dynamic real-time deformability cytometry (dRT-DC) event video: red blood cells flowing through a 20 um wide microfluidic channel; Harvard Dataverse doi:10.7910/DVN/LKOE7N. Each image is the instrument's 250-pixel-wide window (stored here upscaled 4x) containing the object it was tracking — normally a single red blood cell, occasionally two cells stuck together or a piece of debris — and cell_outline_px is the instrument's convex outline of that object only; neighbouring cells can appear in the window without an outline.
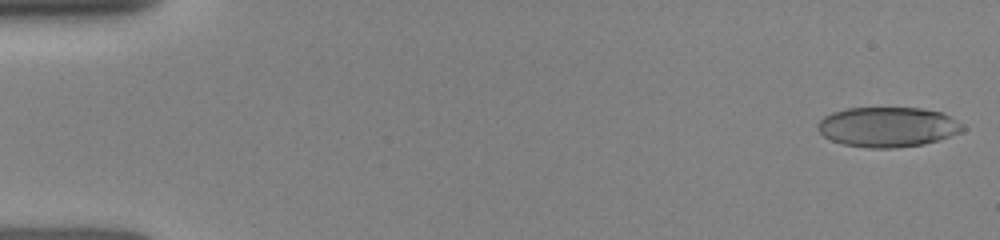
{"species": "human", "species_latin": "Homo sapiens", "temperature_condition": "room temperature", "stored_images_in_passage": 55, "camera_frame_rate_fps": 3000, "um_per_image_px": 0.085, "donor": {"sex": "female"}, "frame": {"image": 1, "passage_image": 1, "time_ms": 0.0, "image_size_px": [1000, 240], "cell_outline_px": [[968, 128], [960, 132], [924, 144], [892, 148], [868, 148], [844, 144], [832, 140], [824, 136], [816, 128], [816, 124], [824, 116], [832, 112], [848, 108], [920, 108], [944, 112], [964, 124]], "centroid_in_image_um": [75.47, 10.78], "position_along_channel_um": 9.5, "area_um2": 33.87}}
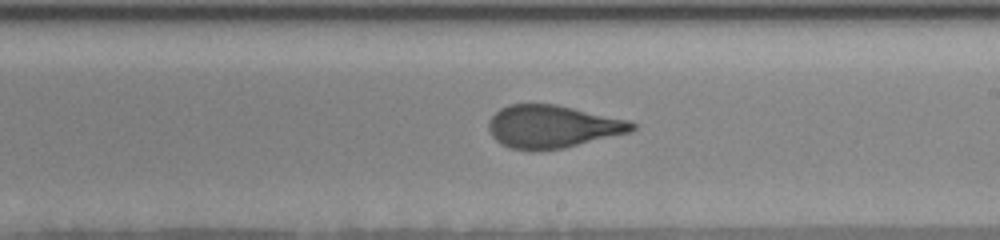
{"frame": {"image": 2, "passage_image": 24, "time_ms": 9.0, "image_size_px": [1000, 240], "cell_outline_px": [[636, 128], [628, 132], [564, 148], [512, 148], [496, 140], [492, 136], [488, 128], [488, 120], [500, 108], [508, 104], [556, 104], [628, 120], [636, 124]], "centroid_in_image_um": [46.95, 10.72], "position_along_channel_um": 242.1, "area_um2": 34.91}}
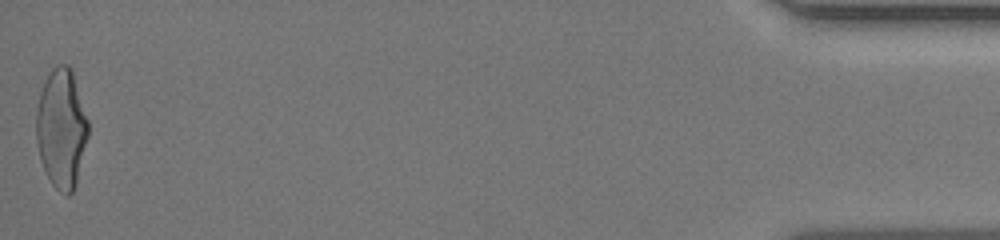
{"frame": {"image": 3, "passage_image": 55, "time_ms": 15.667, "image_size_px": [1000, 240], "cell_outline_px": [[88, 136], [76, 184], [72, 192], [68, 196], [60, 192], [52, 184], [40, 160], [36, 140], [36, 112], [40, 92], [44, 80], [52, 68], [56, 64], [68, 64], [72, 68], [88, 120]], "centroid_in_image_um": [5.22, 10.89], "position_along_channel_um": 430.0, "area_um2": 36.3}}